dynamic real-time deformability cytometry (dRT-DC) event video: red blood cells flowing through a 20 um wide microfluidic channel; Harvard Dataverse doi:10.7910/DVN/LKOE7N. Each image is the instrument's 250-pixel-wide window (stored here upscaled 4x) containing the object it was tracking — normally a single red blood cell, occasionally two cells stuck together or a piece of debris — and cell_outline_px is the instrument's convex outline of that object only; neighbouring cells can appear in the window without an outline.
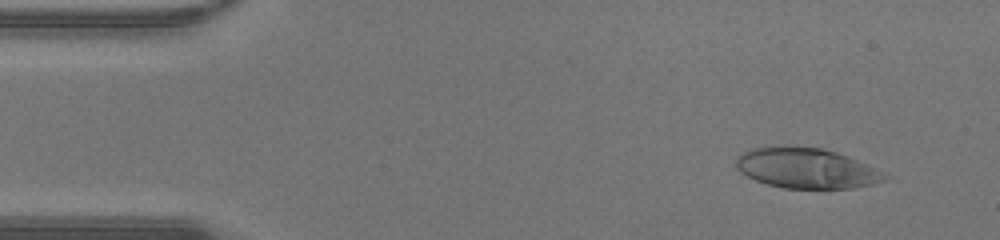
{"species": "human", "species_latin": "Homo sapiens", "temperature_condition": "warm", "stored_images_in_passage": 46, "camera_frame_rate_fps": 3000, "um_per_image_px": 0.085, "donor": {"sex": "male"}, "frame": {"image": 1, "passage_image": 4, "time_ms": 1.0, "image_size_px": [1000, 240], "cell_outline_px": [[892, 176], [884, 180], [872, 184], [852, 188], [784, 188], [768, 184], [756, 180], [740, 172], [736, 168], [736, 156], [752, 148], [820, 148], [836, 152], [848, 156], [876, 168]], "centroid_in_image_um": [68.58, 14.32], "position_along_channel_um": 16.4, "area_um2": 34.22}}
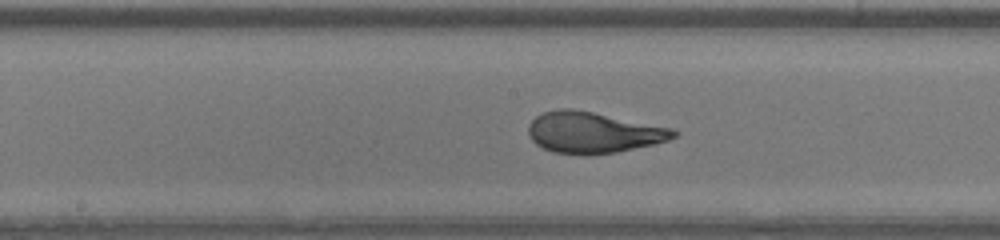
{"frame": {"image": 2, "passage_image": 23, "time_ms": 7.333, "image_size_px": [1000, 240], "cell_outline_px": [[680, 132], [676, 136], [668, 140], [652, 144], [616, 152], [552, 152], [536, 144], [528, 136], [528, 124], [536, 116], [544, 112], [560, 108], [572, 108], [672, 128]], "centroid_in_image_um": [50.4, 11.22], "position_along_channel_um": 197.8, "area_um2": 33.87}}
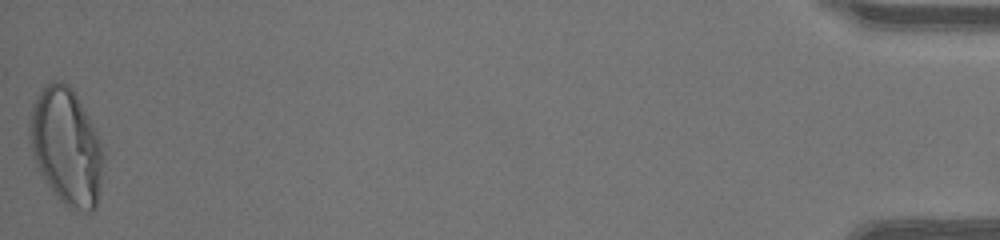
{"frame": {"image": 3, "passage_image": 46, "time_ms": 15.0, "image_size_px": [1000, 240], "cell_outline_px": [[104, 164], [100, 188], [96, 208], [88, 212], [68, 208], [60, 200], [48, 184], [40, 172], [36, 164], [28, 132], [28, 120], [32, 104], [40, 92], [48, 84], [60, 80], [68, 84], [72, 88], [92, 124], [100, 140], [104, 156]], "centroid_in_image_um": [5.64, 12.47], "position_along_channel_um": 429.6, "area_um2": 49.88}, "authors_computed_cell_mechanics": {"area_um2": 35.3447, "velocity_mm_per_s": 4.4332, "shape_relaxation_time_tau1_ms": 7.1104, "shape_relaxation_time_tau2_ms": null, "deformation_change_tau1": 0.3499, "deformation_change_tau2": null}}